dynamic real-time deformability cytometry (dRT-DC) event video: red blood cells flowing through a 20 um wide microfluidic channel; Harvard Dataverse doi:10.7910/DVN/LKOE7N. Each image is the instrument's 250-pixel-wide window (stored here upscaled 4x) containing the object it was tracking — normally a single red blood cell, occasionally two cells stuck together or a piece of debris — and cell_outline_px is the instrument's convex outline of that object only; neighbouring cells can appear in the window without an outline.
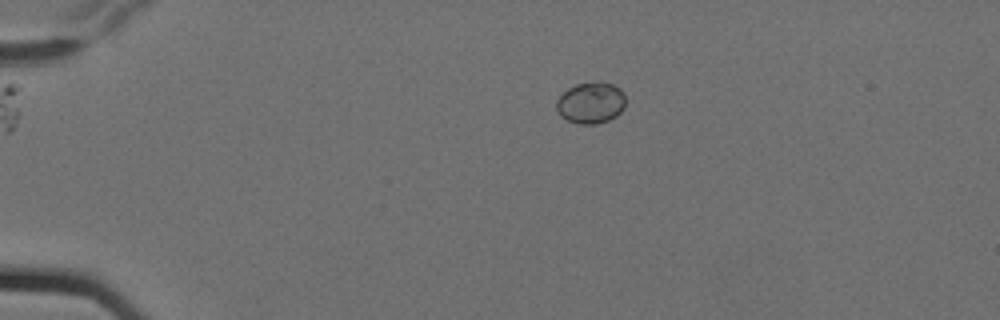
{"species": "Egyptian fruit bat (a non-hibernating species)", "species_latin": "Rousettus aegyptiacus", "temperature_condition": "cold", "stored_images_in_passage": 9, "camera_frame_rate_fps": 3000, "um_per_image_px": 0.085, "animal": {"sex": "female"}, "frame": {"image": 1, "passage_image": 1, "time_ms": 0.0, "image_size_px": [1000, 320], "cell_outline_px": [[624, 108], [616, 116], [608, 120], [596, 124], [580, 124], [568, 120], [560, 116], [556, 112], [556, 100], [568, 88], [576, 84], [596, 80], [612, 84], [620, 88], [624, 92]], "centroid_in_image_um": [50.21, 8.72], "position_along_channel_um": 34.8, "area_um2": 16.88}}
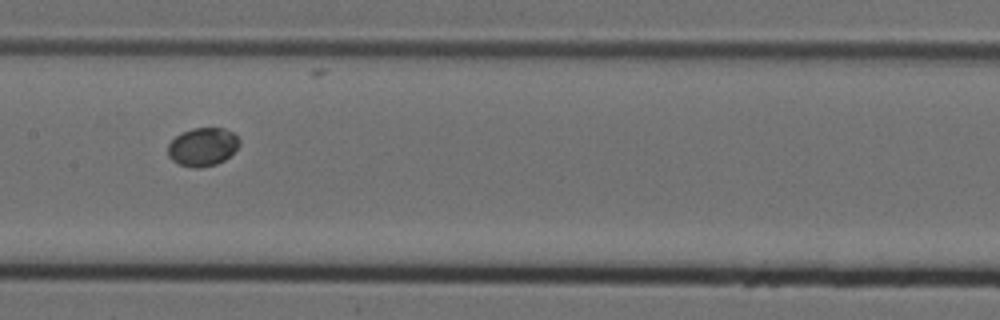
{"frame": {"image": 2, "passage_image": 6, "time_ms": 1.667, "image_size_px": [1000, 320], "cell_outline_px": [[240, 144], [224, 160], [216, 164], [200, 168], [192, 168], [180, 164], [172, 160], [168, 156], [168, 144], [180, 132], [192, 128], [224, 128], [232, 132], [240, 140]], "centroid_in_image_um": [17.2, 12.48], "position_along_channel_um": 190.2, "area_um2": 15.95}}
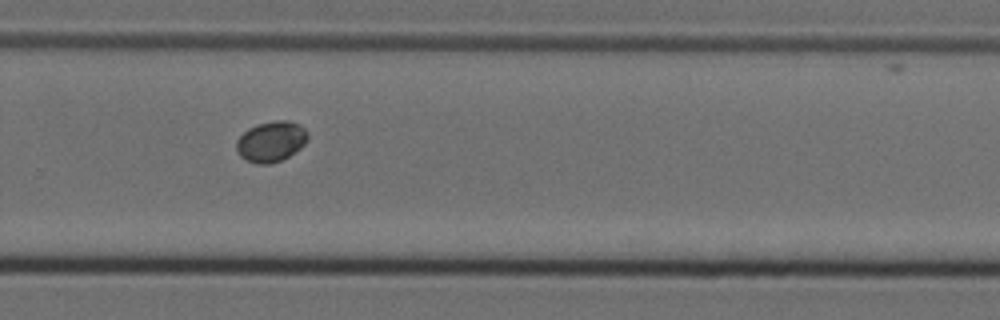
{"frame": {"image": 3, "passage_image": 9, "time_ms": 2.667, "image_size_px": [1000, 320], "cell_outline_px": [[308, 140], [300, 148], [288, 156], [280, 160], [268, 164], [256, 164], [244, 160], [240, 156], [236, 148], [236, 140], [248, 128], [256, 124], [276, 120], [288, 120], [300, 124], [308, 132]], "centroid_in_image_um": [23.04, 12.02], "position_along_channel_um": 306.8, "area_um2": 16.99}}